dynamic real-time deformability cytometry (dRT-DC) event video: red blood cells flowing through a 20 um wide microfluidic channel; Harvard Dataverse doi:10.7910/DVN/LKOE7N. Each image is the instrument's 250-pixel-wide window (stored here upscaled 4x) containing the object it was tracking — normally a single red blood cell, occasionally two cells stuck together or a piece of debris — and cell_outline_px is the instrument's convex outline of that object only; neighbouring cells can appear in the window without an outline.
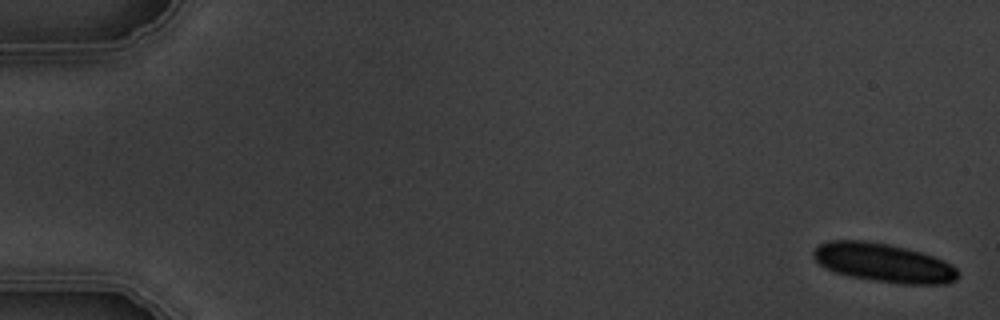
{"species": "common noctule bat (a hibernating species)", "species_latin": "Nyctalus noctula", "temperature_condition": "warm", "stored_images_in_passage": 6, "camera_frame_rate_fps": 3000, "um_per_image_px": 0.085, "animal": {"sex": "male", "body_mass_g": 19.5, "forearm_length_mm": 54.6}, "frame": {"image": 1, "passage_image": 1, "time_ms": 0.0, "image_size_px": [1000, 320], "cell_outline_px": [[956, 280], [948, 284], [904, 284], [876, 280], [852, 276], [836, 272], [824, 268], [816, 260], [812, 252], [820, 244], [828, 240], [864, 240], [888, 244], [920, 252], [944, 260], [952, 264], [956, 268]], "centroid_in_image_um": [75.1, 22.33], "position_along_channel_um": 9.9, "area_um2": 32.31}}